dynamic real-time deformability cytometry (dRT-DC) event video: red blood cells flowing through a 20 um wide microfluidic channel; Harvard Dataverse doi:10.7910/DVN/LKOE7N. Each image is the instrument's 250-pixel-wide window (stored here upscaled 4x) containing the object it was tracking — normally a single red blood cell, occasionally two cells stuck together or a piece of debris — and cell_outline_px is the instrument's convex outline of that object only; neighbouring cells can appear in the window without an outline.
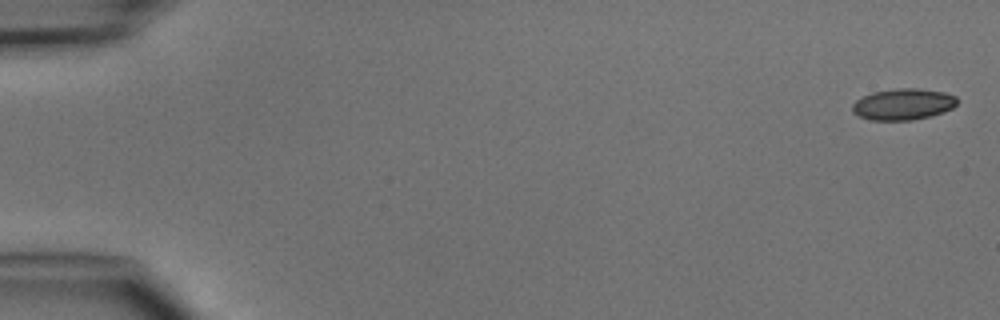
{"species": "common noctule bat (a hibernating species)", "species_latin": "Nyctalus noctula", "temperature_condition": "cold", "stored_images_in_passage": 5, "camera_frame_rate_fps": 3000, "um_per_image_px": 0.085, "animal": {"sex": "male", "body_mass_g": 15.6}, "frame": {"image": 1, "passage_image": 1, "time_ms": 0.0, "image_size_px": [1000, 320], "cell_outline_px": [[956, 104], [952, 108], [944, 112], [912, 120], [872, 120], [860, 116], [852, 112], [852, 104], [856, 100], [872, 92], [896, 88], [920, 88], [944, 92], [956, 96]], "centroid_in_image_um": [76.76, 8.85], "position_along_channel_um": 8.2, "area_um2": 19.07}}
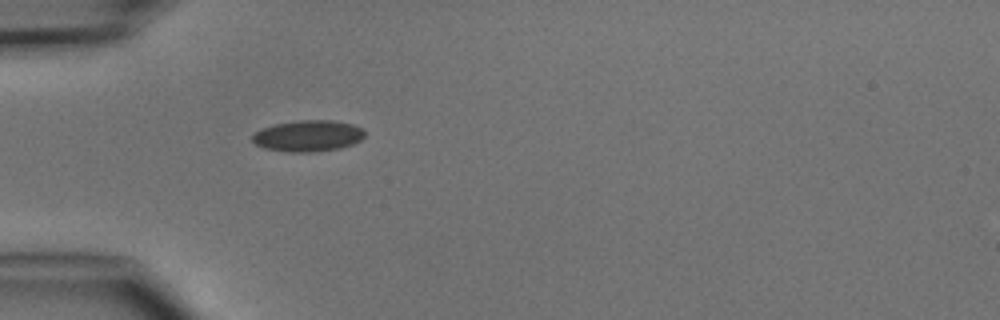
{"frame": {"image": 2, "passage_image": 5, "time_ms": 4.667, "image_size_px": [1000, 320], "cell_outline_px": [[364, 136], [360, 140], [352, 144], [340, 148], [316, 152], [288, 152], [264, 148], [256, 144], [252, 140], [252, 136], [256, 132], [264, 128], [276, 124], [300, 120], [332, 120], [352, 124], [364, 128]], "centroid_in_image_um": [26.21, 11.55], "position_along_channel_um": 58.8, "area_um2": 20.4}}